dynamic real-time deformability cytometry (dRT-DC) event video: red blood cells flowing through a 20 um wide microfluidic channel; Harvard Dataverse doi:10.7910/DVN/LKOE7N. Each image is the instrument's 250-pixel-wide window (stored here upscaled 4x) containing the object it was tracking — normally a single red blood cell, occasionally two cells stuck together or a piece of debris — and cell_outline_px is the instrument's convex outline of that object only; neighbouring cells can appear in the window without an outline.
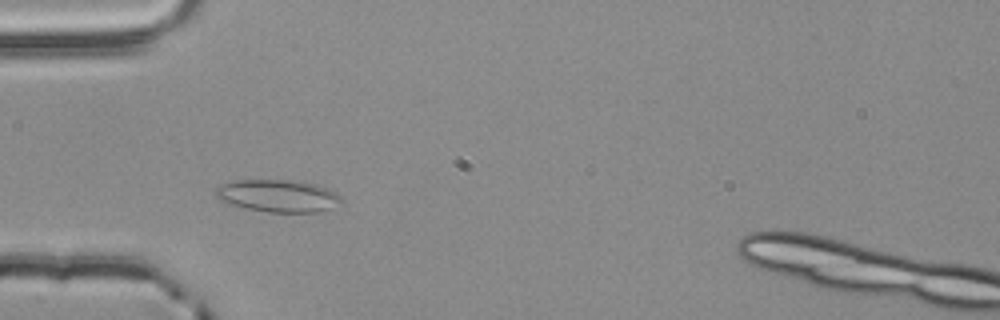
{"species": "common noctule bat (a hibernating species)", "species_latin": "Nyctalus noctula", "temperature_condition": "room temperature", "stored_images_in_passage": 49, "camera_frame_rate_fps": 3000, "um_per_image_px": 0.085, "animal": {"sex": "male", "body_mass_g": 20.4}, "frame": {"image": 1, "passage_image": 10, "time_ms": 3.0, "image_size_px": [1000, 320], "cell_outline_px": [[340, 200], [328, 208], [320, 212], [268, 212], [248, 208], [232, 204], [220, 200], [216, 196], [216, 188], [220, 184], [236, 180], [288, 180], [316, 184], [328, 188], [336, 192], [340, 196]], "centroid_in_image_um": [23.6, 16.63], "position_along_channel_um": 61.4, "area_um2": 23.29}}
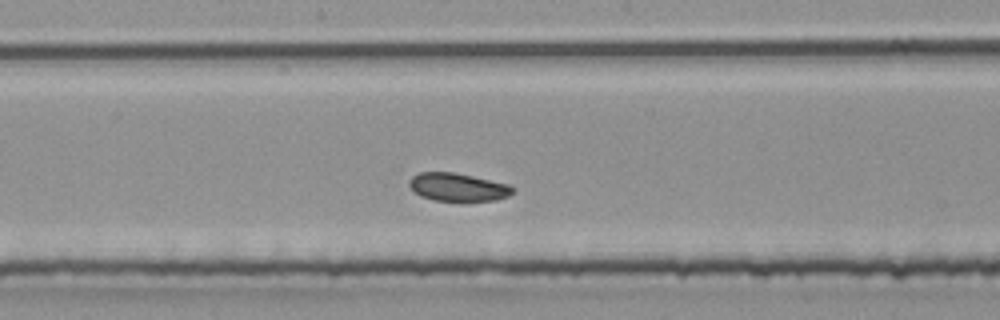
{"frame": {"image": 2, "passage_image": 22, "time_ms": 7.0, "image_size_px": [1000, 320], "cell_outline_px": [[516, 188], [508, 196], [496, 200], [432, 200], [420, 196], [408, 184], [408, 180], [412, 176], [420, 172], [452, 172], [512, 184]], "centroid_in_image_um": [38.94, 15.89], "position_along_channel_um": 209.3, "area_um2": 16.88}}
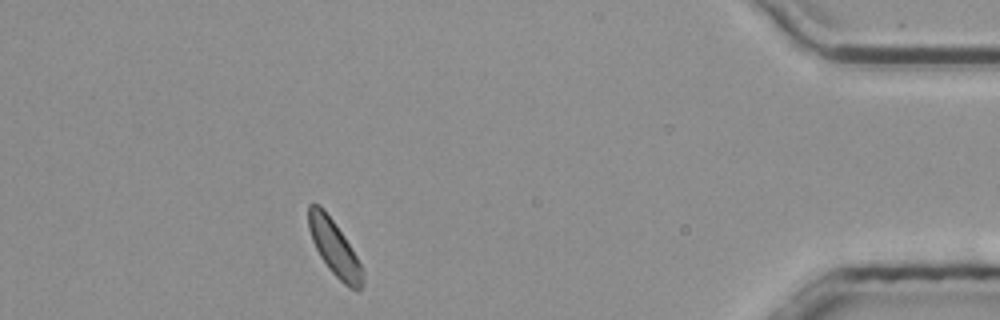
{"frame": {"image": 3, "passage_image": 42, "time_ms": 13.667, "image_size_px": [1000, 320], "cell_outline_px": [[364, 284], [360, 288], [348, 288], [328, 268], [320, 256], [312, 240], [308, 228], [308, 204], [320, 204], [324, 208], [344, 236], [356, 256], [364, 272]], "centroid_in_image_um": [28.41, 21.05], "position_along_channel_um": 406.8, "area_um2": 17.34}}